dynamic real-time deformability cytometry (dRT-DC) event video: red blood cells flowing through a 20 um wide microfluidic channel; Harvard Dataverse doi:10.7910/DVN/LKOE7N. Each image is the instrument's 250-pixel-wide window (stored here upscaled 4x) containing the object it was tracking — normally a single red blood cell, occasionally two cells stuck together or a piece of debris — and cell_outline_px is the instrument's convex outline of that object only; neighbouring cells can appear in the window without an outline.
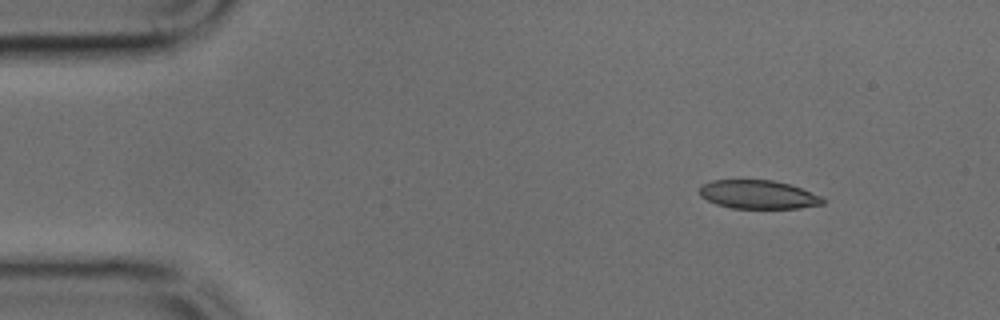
{"species": "common noctule bat (a hibernating species)", "species_latin": "Nyctalus noctula", "temperature_condition": "cold", "stored_images_in_passage": 19, "camera_frame_rate_fps": 3000, "um_per_image_px": 0.085, "animal": {"sex": "male", "body_mass_g": 17.9, "forearm_length_mm": 54.2}, "frame": {"image": 1, "passage_image": 1, "time_ms": 0.0, "image_size_px": [1000, 320], "cell_outline_px": [[824, 204], [800, 208], [732, 208], [716, 204], [700, 196], [700, 184], [712, 180], [772, 180], [788, 184], [800, 188], [820, 196], [824, 200]], "centroid_in_image_um": [64.41, 16.53], "position_along_channel_um": 20.6, "area_um2": 20.4}}
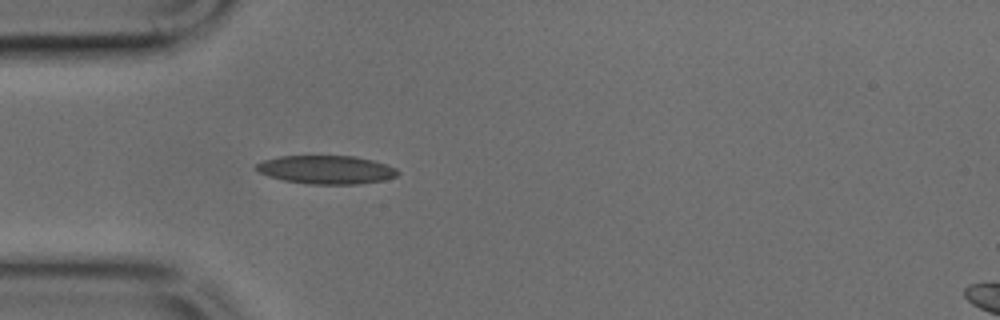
{"frame": {"image": 2, "passage_image": 9, "time_ms": 2.667, "image_size_px": [1000, 320], "cell_outline_px": [[400, 172], [396, 176], [384, 180], [356, 184], [308, 184], [284, 180], [268, 176], [260, 172], [256, 168], [256, 164], [264, 160], [280, 156], [356, 156], [372, 160], [396, 168]], "centroid_in_image_um": [27.74, 14.42], "position_along_channel_um": 57.3, "area_um2": 23.29}}
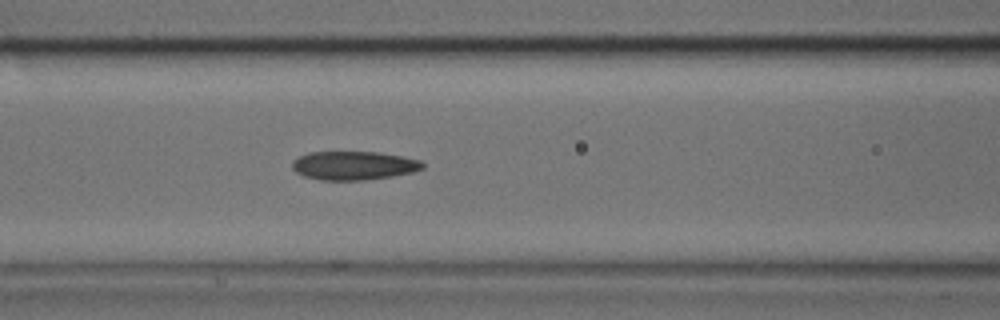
{"frame": {"image": 3, "passage_image": 15, "time_ms": 4.667, "image_size_px": [1000, 320], "cell_outline_px": [[424, 168], [412, 172], [392, 176], [364, 180], [320, 180], [304, 176], [296, 172], [292, 168], [292, 160], [308, 152], [380, 152], [404, 156], [420, 160], [424, 164]], "centroid_in_image_um": [30.07, 14.06], "position_along_channel_um": 136.5, "area_um2": 21.91}}